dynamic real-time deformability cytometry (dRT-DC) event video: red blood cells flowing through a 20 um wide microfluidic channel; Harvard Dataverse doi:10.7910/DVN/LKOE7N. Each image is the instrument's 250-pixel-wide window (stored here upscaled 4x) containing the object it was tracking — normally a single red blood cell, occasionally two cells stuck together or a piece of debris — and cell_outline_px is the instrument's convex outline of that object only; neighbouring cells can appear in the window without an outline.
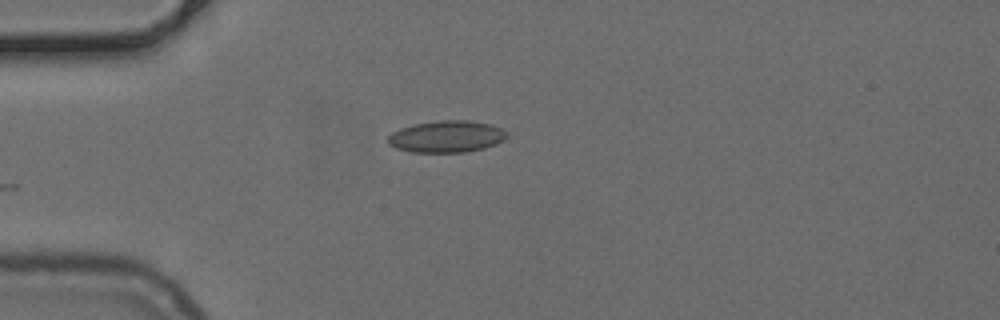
{"species": "common noctule bat (a hibernating species)", "species_latin": "Nyctalus noctula", "temperature_condition": "cold", "stored_images_in_passage": 28, "camera_frame_rate_fps": 3000, "um_per_image_px": 0.085, "animal": {"sex": "female", "body_mass_g": 24.6, "forearm_length_mm": 56.2}, "frame": {"image": 1, "passage_image": 1, "time_ms": 0.0, "image_size_px": [1000, 320], "cell_outline_px": [[508, 136], [504, 140], [496, 144], [484, 148], [464, 152], [412, 152], [396, 148], [388, 144], [388, 136], [392, 132], [400, 128], [416, 124], [440, 120], [468, 120], [492, 124], [508, 132]], "centroid_in_image_um": [37.98, 11.6], "position_along_channel_um": 47.0, "area_um2": 22.08}}
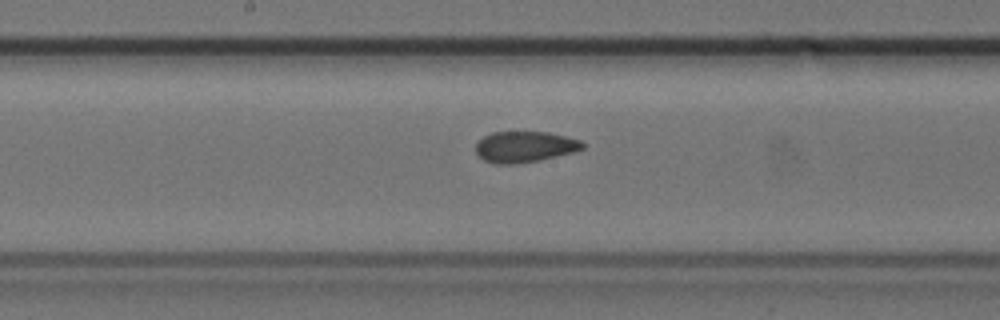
{"frame": {"image": 2, "passage_image": 14, "time_ms": 4.333, "image_size_px": [1000, 320], "cell_outline_px": [[588, 144], [584, 148], [572, 152], [540, 160], [516, 164], [492, 164], [476, 156], [476, 144], [484, 136], [492, 132], [548, 132], [580, 140]], "centroid_in_image_um": [44.58, 12.49], "position_along_channel_um": 203.6, "area_um2": 19.42}}
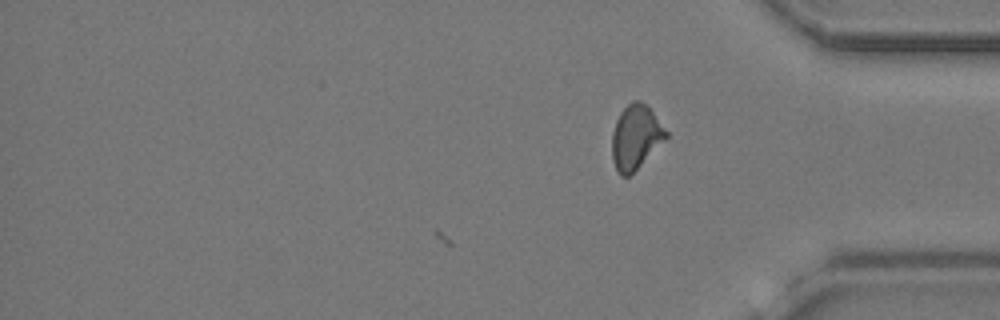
{"frame": {"image": 3, "passage_image": 28, "time_ms": 9.0, "image_size_px": [1000, 320], "cell_outline_px": [[668, 136], [628, 176], [620, 176], [612, 160], [612, 132], [616, 120], [620, 112], [632, 100], [640, 100], [652, 112], [668, 132]], "centroid_in_image_um": [54.0, 11.63], "position_along_channel_um": 381.2, "area_um2": 19.71}}